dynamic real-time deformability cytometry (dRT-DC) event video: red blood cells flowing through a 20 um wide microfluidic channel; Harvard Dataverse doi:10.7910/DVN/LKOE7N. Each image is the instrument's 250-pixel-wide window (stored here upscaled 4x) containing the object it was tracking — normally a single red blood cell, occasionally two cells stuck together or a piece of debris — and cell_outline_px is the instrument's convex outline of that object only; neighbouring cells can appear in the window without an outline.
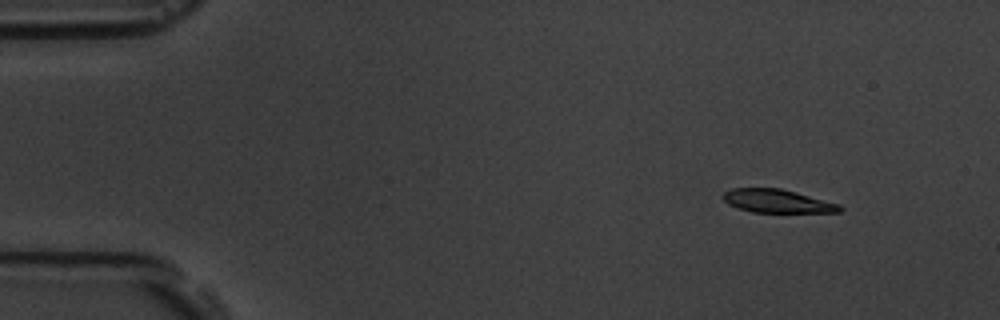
{"species": "common noctule bat (a hibernating species)", "species_latin": "Nyctalus noctula", "temperature_condition": "room temperature", "stored_images_in_passage": 4, "camera_frame_rate_fps": 3000, "um_per_image_px": 0.085, "animal": {"sex": "male", "body_mass_g": 19.5, "forearm_length_mm": 54.6}, "frame": {"image": 1, "passage_image": 1, "time_ms": 0.0, "image_size_px": [1000, 320], "cell_outline_px": [[844, 208], [840, 212], [752, 212], [736, 208], [728, 204], [720, 196], [724, 192], [732, 188], [780, 188], [796, 192], [840, 204]], "centroid_in_image_um": [66.04, 17.09], "position_along_channel_um": 19.0, "area_um2": 15.95}}